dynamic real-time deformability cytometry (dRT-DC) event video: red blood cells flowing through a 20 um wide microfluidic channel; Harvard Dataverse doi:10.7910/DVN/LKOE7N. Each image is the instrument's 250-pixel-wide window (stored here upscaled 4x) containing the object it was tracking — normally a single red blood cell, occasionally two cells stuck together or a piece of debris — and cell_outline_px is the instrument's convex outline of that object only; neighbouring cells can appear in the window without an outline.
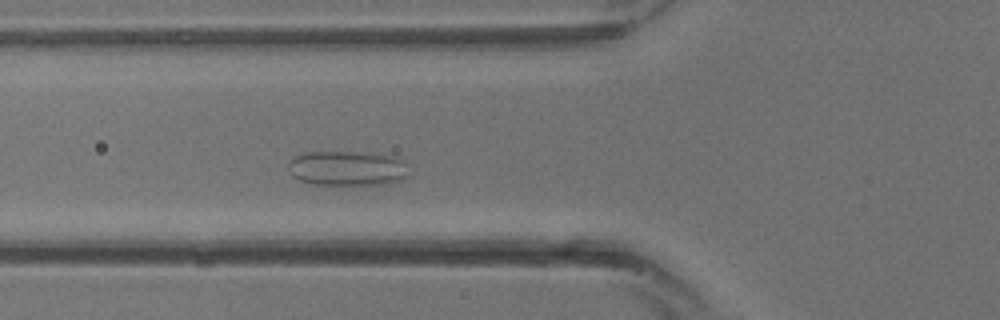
{"species": "common noctule bat (a hibernating species)", "species_latin": "Nyctalus noctula", "temperature_condition": "warm", "stored_images_in_passage": 12, "camera_frame_rate_fps": 3000, "um_per_image_px": 0.085, "animal": {"sex": "male", "body_mass_g": 13.3}, "frame": {"image": 1, "passage_image": 10, "time_ms": 3.0, "image_size_px": [1000, 320], "cell_outline_px": [[412, 176], [404, 180], [388, 184], [348, 188], [312, 184], [300, 180], [292, 176], [288, 168], [288, 160], [304, 152], [372, 152], [396, 156], [404, 160]], "centroid_in_image_um": [29.61, 14.36], "position_along_channel_um": 96.2, "area_um2": 26.24}}